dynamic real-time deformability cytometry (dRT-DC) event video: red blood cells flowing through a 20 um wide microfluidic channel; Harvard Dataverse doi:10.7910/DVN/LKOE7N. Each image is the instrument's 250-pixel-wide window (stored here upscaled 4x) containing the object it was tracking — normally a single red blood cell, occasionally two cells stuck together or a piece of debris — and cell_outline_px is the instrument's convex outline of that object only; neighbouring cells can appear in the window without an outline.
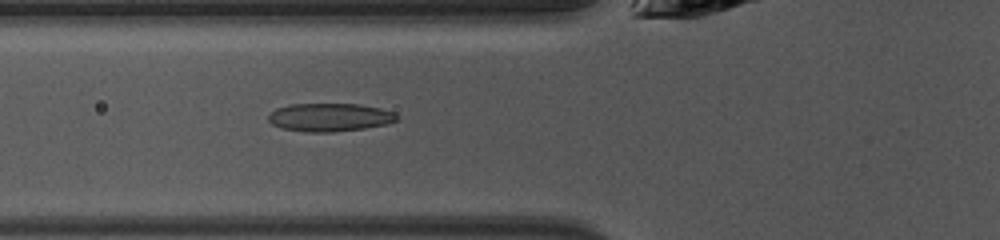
{"species": "common noctule bat (a hibernating species)", "species_latin": "Nyctalus noctula", "temperature_condition": "warm", "stored_images_in_passage": 35, "camera_frame_rate_fps": 3000, "um_per_image_px": 0.085, "animal": {"sex": "female", "body_mass_g": 10.0, "forearm_length_mm": 53.1}, "frame": {"image": 1, "passage_image": 5, "time_ms": 1.333, "image_size_px": [1000, 240], "cell_outline_px": [[400, 116], [396, 120], [388, 124], [364, 128], [332, 132], [308, 132], [280, 128], [272, 124], [268, 120], [268, 116], [276, 108], [292, 104], [360, 104], [380, 108], [396, 112]], "centroid_in_image_um": [28.06, 9.97], "position_along_channel_um": 97.7, "area_um2": 21.21}}
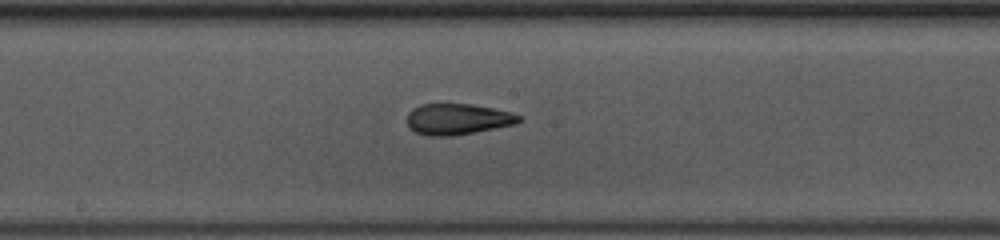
{"frame": {"image": 2, "passage_image": 13, "time_ms": 4.0, "image_size_px": [1000, 240], "cell_outline_px": [[520, 120], [516, 124], [452, 136], [428, 136], [416, 132], [408, 128], [408, 112], [412, 108], [420, 104], [472, 104], [512, 112], [520, 116]], "centroid_in_image_um": [38.87, 10.12], "position_along_channel_um": 209.3, "area_um2": 20.17}}
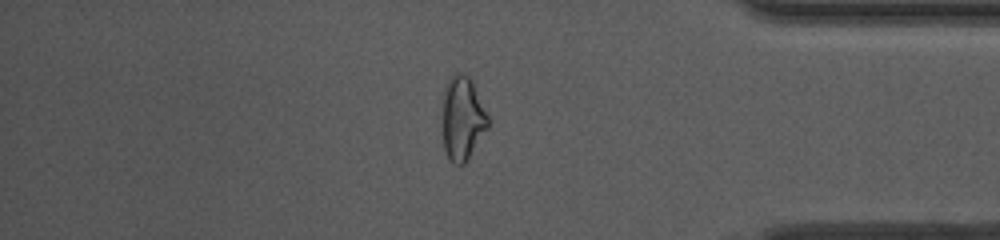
{"frame": {"image": 3, "passage_image": 28, "time_ms": 9.0, "image_size_px": [1000, 240], "cell_outline_px": [[488, 128], [464, 164], [456, 164], [448, 160], [444, 148], [440, 108], [444, 88], [452, 72], [464, 72], [472, 80], [488, 116]], "centroid_in_image_um": [39.25, 10.01], "position_along_channel_um": 395.9, "area_um2": 22.89}, "authors_computed_cell_mechanics": {"area_um2": 20.9814, "velocity_mm_per_s": 4.1477, "shape_relaxation_time_tau1_ms": null, "shape_relaxation_time_tau2_ms": 1.4414, "deformation_change_tau1": null, "deformation_change_tau2": 0.0872}}